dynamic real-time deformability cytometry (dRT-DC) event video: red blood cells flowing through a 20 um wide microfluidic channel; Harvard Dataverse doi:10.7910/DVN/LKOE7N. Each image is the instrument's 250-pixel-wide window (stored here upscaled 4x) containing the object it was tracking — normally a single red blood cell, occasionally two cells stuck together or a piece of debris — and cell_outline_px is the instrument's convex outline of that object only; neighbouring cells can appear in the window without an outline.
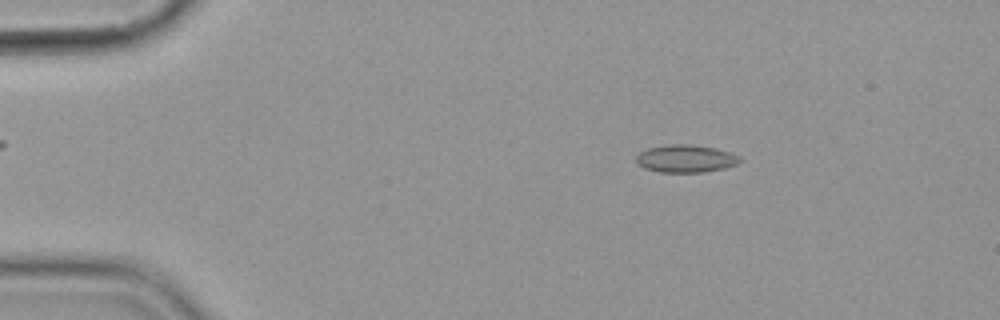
{"species": "common noctule bat (a hibernating species)", "species_latin": "Nyctalus noctula", "temperature_condition": "cold", "stored_images_in_passage": 5, "camera_frame_rate_fps": 3000, "um_per_image_px": 0.085, "animal": {"sex": "female", "body_mass_g": 19.9}, "frame": {"image": 1, "passage_image": 1, "time_ms": 0.0, "image_size_px": [1000, 320], "cell_outline_px": [[740, 164], [724, 168], [704, 172], [660, 172], [644, 168], [636, 160], [636, 156], [640, 152], [648, 148], [668, 144], [688, 144], [716, 148], [740, 156]], "centroid_in_image_um": [58.3, 13.48], "position_along_channel_um": 26.7, "area_um2": 16.65}}
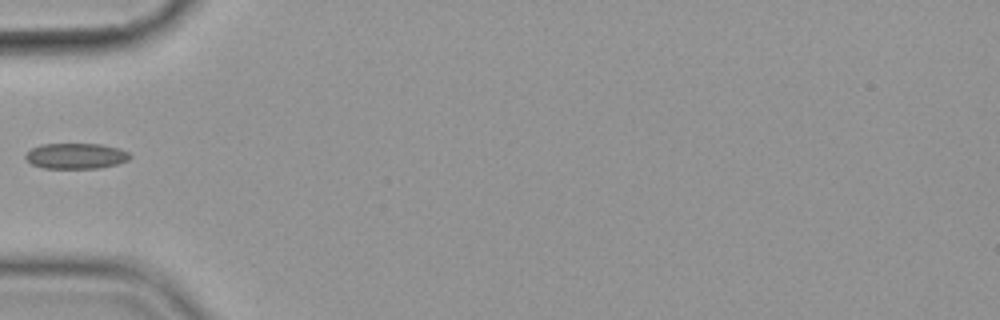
{"frame": {"image": 2, "passage_image": 4, "time_ms": 3.333, "image_size_px": [1000, 320], "cell_outline_px": [[132, 156], [128, 160], [116, 164], [100, 168], [44, 168], [32, 164], [24, 156], [32, 148], [40, 144], [100, 144], [120, 148], [128, 152]], "centroid_in_image_um": [6.48, 13.25], "position_along_channel_um": 78.5, "area_um2": 15.55}}
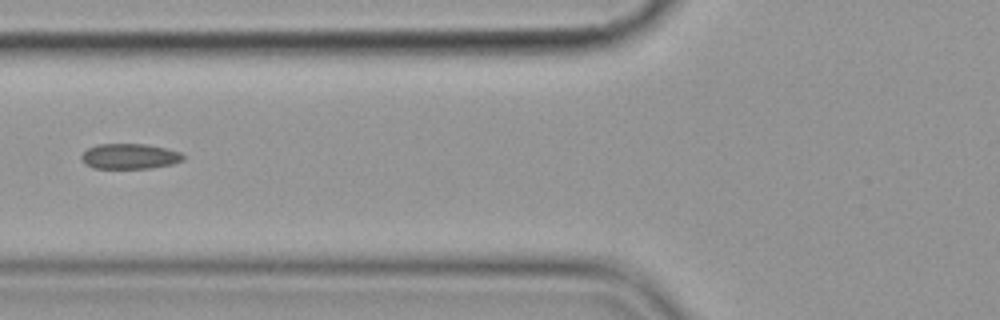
{"frame": {"image": 3, "passage_image": 5, "time_ms": 4.333, "image_size_px": [1000, 320], "cell_outline_px": [[184, 160], [172, 164], [152, 168], [92, 168], [84, 164], [80, 160], [80, 156], [88, 148], [96, 144], [148, 144], [180, 152], [184, 156]], "centroid_in_image_um": [10.99, 13.29], "position_along_channel_um": 114.8, "area_um2": 15.14}}